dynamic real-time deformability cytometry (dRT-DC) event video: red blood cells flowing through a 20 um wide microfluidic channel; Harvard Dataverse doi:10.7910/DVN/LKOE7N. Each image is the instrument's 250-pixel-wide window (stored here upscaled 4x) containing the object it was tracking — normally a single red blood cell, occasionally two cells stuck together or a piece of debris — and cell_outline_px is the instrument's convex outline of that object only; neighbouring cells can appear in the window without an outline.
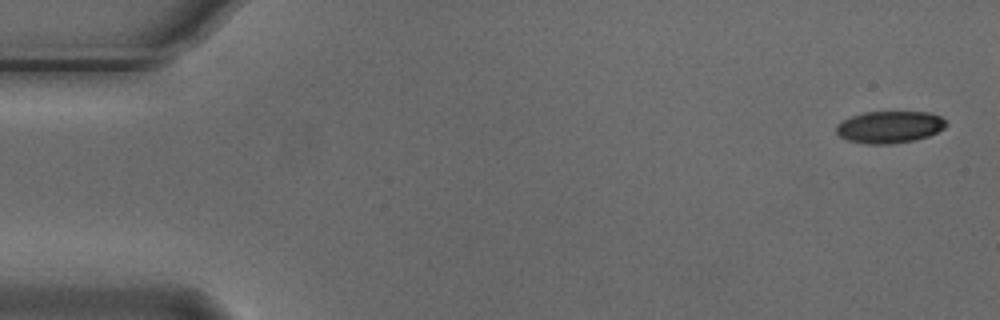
{"species": "Egyptian fruit bat (a non-hibernating species)", "species_latin": "Rousettus aegyptiacus", "temperature_condition": "cold", "stored_images_in_passage": 5, "camera_frame_rate_fps": 3000, "um_per_image_px": 0.085, "animal": {"sex": "male"}, "frame": {"image": 1, "passage_image": 1, "time_ms": 0.0, "image_size_px": [1000, 320], "cell_outline_px": [[948, 124], [944, 128], [928, 136], [912, 140], [888, 144], [868, 144], [848, 140], [840, 136], [836, 132], [836, 124], [852, 116], [864, 112], [928, 112], [940, 116]], "centroid_in_image_um": [75.6, 10.79], "position_along_channel_um": 9.4, "area_um2": 20.29}}